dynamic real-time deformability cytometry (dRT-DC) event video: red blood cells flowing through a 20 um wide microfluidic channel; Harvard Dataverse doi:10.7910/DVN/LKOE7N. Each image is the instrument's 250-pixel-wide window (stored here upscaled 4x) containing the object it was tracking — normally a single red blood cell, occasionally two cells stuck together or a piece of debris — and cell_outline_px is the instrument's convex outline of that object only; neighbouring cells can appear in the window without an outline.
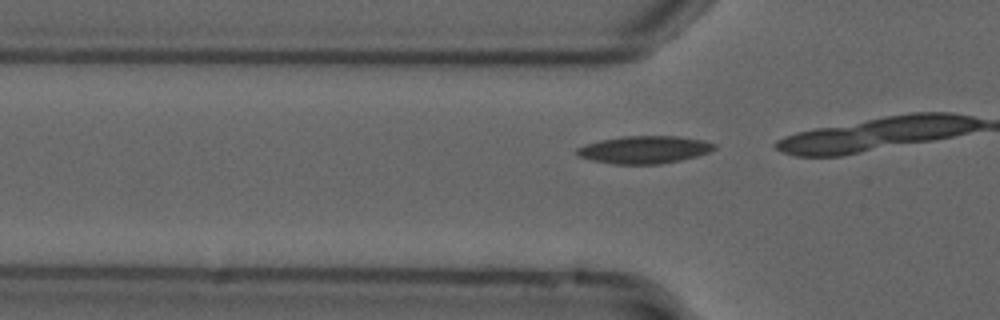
{"species": "common noctule bat (a hibernating species)", "species_latin": "Nyctalus noctula", "temperature_condition": "cold", "stored_images_in_passage": 12, "camera_frame_rate_fps": 3000, "um_per_image_px": 0.085, "animal": {"sex": "male", "forearm_length_mm": 52.5}, "frame": {"image": 1, "passage_image": 10, "time_ms": 3.0, "image_size_px": [1000, 320], "cell_outline_px": [[716, 148], [708, 152], [696, 156], [680, 160], [660, 164], [612, 164], [592, 160], [576, 156], [576, 148], [584, 144], [600, 140], [624, 136], [680, 136], [704, 140], [716, 144]], "centroid_in_image_um": [54.74, 12.72], "position_along_channel_um": 71.1, "area_um2": 22.2}}